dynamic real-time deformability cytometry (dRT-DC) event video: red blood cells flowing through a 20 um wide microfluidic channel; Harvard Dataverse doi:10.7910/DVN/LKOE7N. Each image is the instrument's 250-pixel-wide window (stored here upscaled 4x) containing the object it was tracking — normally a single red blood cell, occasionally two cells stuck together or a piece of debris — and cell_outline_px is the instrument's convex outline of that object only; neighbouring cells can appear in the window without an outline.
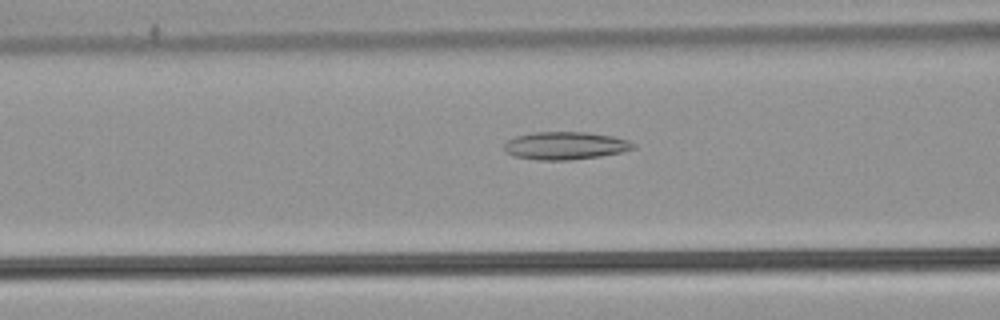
{"species": "common noctule bat (a hibernating species)", "species_latin": "Nyctalus noctula", "temperature_condition": "warm", "stored_images_in_passage": 52, "camera_frame_rate_fps": 3000, "um_per_image_px": 0.085, "animal": {"sex": "male", "body_mass_g": 21.5, "forearm_length_mm": 52.0}, "frame": {"image": 1, "passage_image": 21, "time_ms": 6.667, "image_size_px": [1000, 320], "cell_outline_px": [[636, 148], [620, 152], [600, 156], [568, 160], [540, 160], [516, 156], [504, 152], [504, 144], [508, 140], [516, 136], [532, 132], [588, 132], [612, 136], [628, 140], [636, 144]], "centroid_in_image_um": [48.05, 12.37], "position_along_channel_um": 118.5, "area_um2": 20.87}}
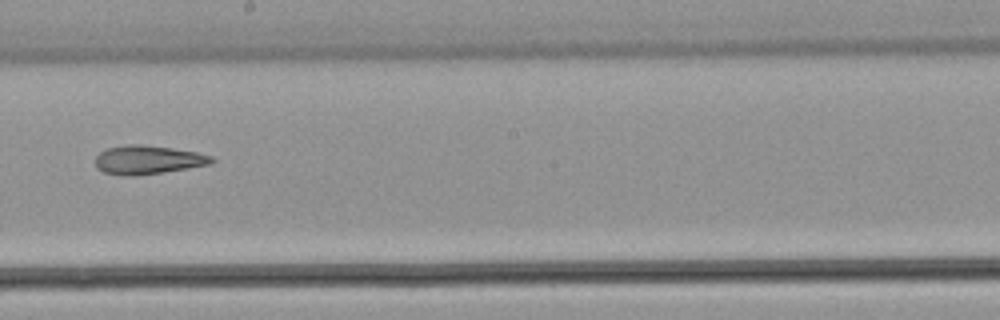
{"frame": {"image": 2, "passage_image": 30, "time_ms": 9.667, "image_size_px": [1000, 320], "cell_outline_px": [[216, 160], [208, 164], [164, 172], [136, 176], [124, 176], [104, 172], [96, 168], [96, 156], [100, 152], [108, 148], [128, 144], [140, 144], [172, 148], [196, 152], [212, 156]], "centroid_in_image_um": [12.54, 13.59], "position_along_channel_um": 235.7, "area_um2": 19.36}}
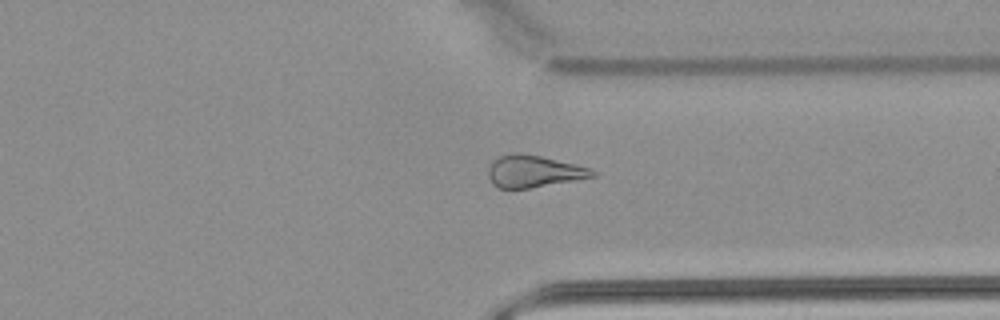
{"frame": {"image": 3, "passage_image": 40, "time_ms": 13.0, "image_size_px": [1000, 320], "cell_outline_px": [[596, 176], [528, 188], [500, 188], [492, 184], [488, 176], [488, 168], [492, 160], [500, 156], [512, 152], [516, 152], [540, 156], [576, 164], [592, 168], [596, 172]], "centroid_in_image_um": [45.34, 14.55], "position_along_channel_um": 366.1, "area_um2": 19.36}, "authors_computed_cell_mechanics": {"area_um2": 22.5709, "velocity_mm_per_s": 3.9136, "shape_relaxation_time_tau1_ms": null, "shape_relaxation_time_tau2_ms": 4.0271, "deformation_change_tau1": null, "deformation_change_tau2": 0.144}}